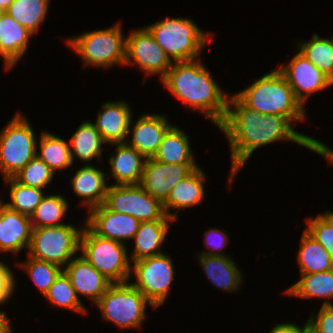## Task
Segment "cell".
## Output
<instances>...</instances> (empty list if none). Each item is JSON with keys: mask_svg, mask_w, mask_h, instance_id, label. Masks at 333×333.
<instances>
[{"mask_svg": "<svg viewBox=\"0 0 333 333\" xmlns=\"http://www.w3.org/2000/svg\"><path fill=\"white\" fill-rule=\"evenodd\" d=\"M293 125L285 116L264 115L251 110L231 94L226 117L218 127L227 137L231 153L227 185L231 187L233 179L256 149L279 141L294 142L333 164L332 148L314 137L298 132Z\"/></svg>", "mask_w": 333, "mask_h": 333, "instance_id": "obj_1", "label": "cell"}, {"mask_svg": "<svg viewBox=\"0 0 333 333\" xmlns=\"http://www.w3.org/2000/svg\"><path fill=\"white\" fill-rule=\"evenodd\" d=\"M160 82L189 110L205 115L217 127L225 119L231 93L220 88L200 58L173 62Z\"/></svg>", "mask_w": 333, "mask_h": 333, "instance_id": "obj_2", "label": "cell"}, {"mask_svg": "<svg viewBox=\"0 0 333 333\" xmlns=\"http://www.w3.org/2000/svg\"><path fill=\"white\" fill-rule=\"evenodd\" d=\"M233 95L249 109L264 115L285 116L294 126L307 119L305 107L295 98L293 89L277 68Z\"/></svg>", "mask_w": 333, "mask_h": 333, "instance_id": "obj_3", "label": "cell"}, {"mask_svg": "<svg viewBox=\"0 0 333 333\" xmlns=\"http://www.w3.org/2000/svg\"><path fill=\"white\" fill-rule=\"evenodd\" d=\"M144 27L172 62L199 59L214 34L203 31L189 17H167Z\"/></svg>", "mask_w": 333, "mask_h": 333, "instance_id": "obj_4", "label": "cell"}, {"mask_svg": "<svg viewBox=\"0 0 333 333\" xmlns=\"http://www.w3.org/2000/svg\"><path fill=\"white\" fill-rule=\"evenodd\" d=\"M121 23L68 37L66 45L83 61L84 67L93 66L104 69L124 65L126 59V37Z\"/></svg>", "mask_w": 333, "mask_h": 333, "instance_id": "obj_5", "label": "cell"}, {"mask_svg": "<svg viewBox=\"0 0 333 333\" xmlns=\"http://www.w3.org/2000/svg\"><path fill=\"white\" fill-rule=\"evenodd\" d=\"M83 222L79 254L112 284L129 282L132 276L127 244L101 237L86 224V219Z\"/></svg>", "mask_w": 333, "mask_h": 333, "instance_id": "obj_6", "label": "cell"}, {"mask_svg": "<svg viewBox=\"0 0 333 333\" xmlns=\"http://www.w3.org/2000/svg\"><path fill=\"white\" fill-rule=\"evenodd\" d=\"M102 320L111 322L119 329H139L146 320V307L153 304L131 282L113 283L95 303Z\"/></svg>", "mask_w": 333, "mask_h": 333, "instance_id": "obj_7", "label": "cell"}, {"mask_svg": "<svg viewBox=\"0 0 333 333\" xmlns=\"http://www.w3.org/2000/svg\"><path fill=\"white\" fill-rule=\"evenodd\" d=\"M22 112L0 130V174L2 179L15 176L35 156L37 138L30 122Z\"/></svg>", "mask_w": 333, "mask_h": 333, "instance_id": "obj_8", "label": "cell"}, {"mask_svg": "<svg viewBox=\"0 0 333 333\" xmlns=\"http://www.w3.org/2000/svg\"><path fill=\"white\" fill-rule=\"evenodd\" d=\"M83 226L84 224L79 228L67 223L61 226L32 228L27 255L64 268L79 252Z\"/></svg>", "mask_w": 333, "mask_h": 333, "instance_id": "obj_9", "label": "cell"}, {"mask_svg": "<svg viewBox=\"0 0 333 333\" xmlns=\"http://www.w3.org/2000/svg\"><path fill=\"white\" fill-rule=\"evenodd\" d=\"M131 275L136 287L155 308L165 304L175 278L173 259L166 253L131 262ZM133 272V273H132Z\"/></svg>", "mask_w": 333, "mask_h": 333, "instance_id": "obj_10", "label": "cell"}, {"mask_svg": "<svg viewBox=\"0 0 333 333\" xmlns=\"http://www.w3.org/2000/svg\"><path fill=\"white\" fill-rule=\"evenodd\" d=\"M103 205L111 211L133 216L140 222L173 220L166 215L163 203L139 184H109Z\"/></svg>", "mask_w": 333, "mask_h": 333, "instance_id": "obj_11", "label": "cell"}, {"mask_svg": "<svg viewBox=\"0 0 333 333\" xmlns=\"http://www.w3.org/2000/svg\"><path fill=\"white\" fill-rule=\"evenodd\" d=\"M135 64L145 74L142 84L146 82L148 75H159L161 81L173 64L165 51L157 44L145 27L131 30L129 35L126 36V59L124 66Z\"/></svg>", "mask_w": 333, "mask_h": 333, "instance_id": "obj_12", "label": "cell"}, {"mask_svg": "<svg viewBox=\"0 0 333 333\" xmlns=\"http://www.w3.org/2000/svg\"><path fill=\"white\" fill-rule=\"evenodd\" d=\"M277 69L303 107L313 93L326 90L330 86V79L298 51H295L289 62L278 66Z\"/></svg>", "mask_w": 333, "mask_h": 333, "instance_id": "obj_13", "label": "cell"}, {"mask_svg": "<svg viewBox=\"0 0 333 333\" xmlns=\"http://www.w3.org/2000/svg\"><path fill=\"white\" fill-rule=\"evenodd\" d=\"M198 167V164H169L149 158L145 161L139 185L163 203L171 190Z\"/></svg>", "mask_w": 333, "mask_h": 333, "instance_id": "obj_14", "label": "cell"}, {"mask_svg": "<svg viewBox=\"0 0 333 333\" xmlns=\"http://www.w3.org/2000/svg\"><path fill=\"white\" fill-rule=\"evenodd\" d=\"M173 125L168 121L166 115L142 113L134 124L131 121L127 137L132 136V138H126L125 143L146 159L153 158L164 135Z\"/></svg>", "mask_w": 333, "mask_h": 333, "instance_id": "obj_15", "label": "cell"}, {"mask_svg": "<svg viewBox=\"0 0 333 333\" xmlns=\"http://www.w3.org/2000/svg\"><path fill=\"white\" fill-rule=\"evenodd\" d=\"M86 224L99 236L126 244L132 240L140 221L128 214L107 209L103 204L91 209Z\"/></svg>", "mask_w": 333, "mask_h": 333, "instance_id": "obj_16", "label": "cell"}, {"mask_svg": "<svg viewBox=\"0 0 333 333\" xmlns=\"http://www.w3.org/2000/svg\"><path fill=\"white\" fill-rule=\"evenodd\" d=\"M124 100L105 102L92 122L107 144L124 143L132 121V108Z\"/></svg>", "mask_w": 333, "mask_h": 333, "instance_id": "obj_17", "label": "cell"}, {"mask_svg": "<svg viewBox=\"0 0 333 333\" xmlns=\"http://www.w3.org/2000/svg\"><path fill=\"white\" fill-rule=\"evenodd\" d=\"M32 225L30 217L9 208L0 206V252L19 254L28 251L31 241Z\"/></svg>", "mask_w": 333, "mask_h": 333, "instance_id": "obj_18", "label": "cell"}, {"mask_svg": "<svg viewBox=\"0 0 333 333\" xmlns=\"http://www.w3.org/2000/svg\"><path fill=\"white\" fill-rule=\"evenodd\" d=\"M78 296L95 304L112 284L80 254L63 268Z\"/></svg>", "mask_w": 333, "mask_h": 333, "instance_id": "obj_19", "label": "cell"}, {"mask_svg": "<svg viewBox=\"0 0 333 333\" xmlns=\"http://www.w3.org/2000/svg\"><path fill=\"white\" fill-rule=\"evenodd\" d=\"M91 164L81 166L69 182L74 194L81 199L80 205L87 207L88 212L104 203L109 186V173Z\"/></svg>", "mask_w": 333, "mask_h": 333, "instance_id": "obj_20", "label": "cell"}, {"mask_svg": "<svg viewBox=\"0 0 333 333\" xmlns=\"http://www.w3.org/2000/svg\"><path fill=\"white\" fill-rule=\"evenodd\" d=\"M196 255L205 276L214 287L224 291V293L240 290L244 274L231 256Z\"/></svg>", "mask_w": 333, "mask_h": 333, "instance_id": "obj_21", "label": "cell"}, {"mask_svg": "<svg viewBox=\"0 0 333 333\" xmlns=\"http://www.w3.org/2000/svg\"><path fill=\"white\" fill-rule=\"evenodd\" d=\"M34 34L5 13L0 22V55L5 71H11L29 49Z\"/></svg>", "mask_w": 333, "mask_h": 333, "instance_id": "obj_22", "label": "cell"}, {"mask_svg": "<svg viewBox=\"0 0 333 333\" xmlns=\"http://www.w3.org/2000/svg\"><path fill=\"white\" fill-rule=\"evenodd\" d=\"M206 174L199 166L191 175L180 181L163 202V209L168 217L177 220L178 211L194 207L203 202L205 197ZM176 210V212H173Z\"/></svg>", "mask_w": 333, "mask_h": 333, "instance_id": "obj_23", "label": "cell"}, {"mask_svg": "<svg viewBox=\"0 0 333 333\" xmlns=\"http://www.w3.org/2000/svg\"><path fill=\"white\" fill-rule=\"evenodd\" d=\"M111 145L116 148L108 158L112 176L107 179L113 178L114 185L140 184L146 158L125 142Z\"/></svg>", "mask_w": 333, "mask_h": 333, "instance_id": "obj_24", "label": "cell"}, {"mask_svg": "<svg viewBox=\"0 0 333 333\" xmlns=\"http://www.w3.org/2000/svg\"><path fill=\"white\" fill-rule=\"evenodd\" d=\"M171 222H175V220L140 222L138 230L132 238L135 242L133 252L128 254L130 261L134 262L165 253L161 248L169 233Z\"/></svg>", "mask_w": 333, "mask_h": 333, "instance_id": "obj_25", "label": "cell"}, {"mask_svg": "<svg viewBox=\"0 0 333 333\" xmlns=\"http://www.w3.org/2000/svg\"><path fill=\"white\" fill-rule=\"evenodd\" d=\"M69 144L73 163L79 160L84 165H89L88 162L94 159L103 161V145H108L91 120L82 121L72 134Z\"/></svg>", "mask_w": 333, "mask_h": 333, "instance_id": "obj_26", "label": "cell"}, {"mask_svg": "<svg viewBox=\"0 0 333 333\" xmlns=\"http://www.w3.org/2000/svg\"><path fill=\"white\" fill-rule=\"evenodd\" d=\"M184 131L173 125L164 135L152 159L169 164H197L191 151L190 137Z\"/></svg>", "mask_w": 333, "mask_h": 333, "instance_id": "obj_27", "label": "cell"}, {"mask_svg": "<svg viewBox=\"0 0 333 333\" xmlns=\"http://www.w3.org/2000/svg\"><path fill=\"white\" fill-rule=\"evenodd\" d=\"M300 279L285 291L288 297L301 299L323 298L322 305H333V269L320 273L302 274Z\"/></svg>", "mask_w": 333, "mask_h": 333, "instance_id": "obj_28", "label": "cell"}, {"mask_svg": "<svg viewBox=\"0 0 333 333\" xmlns=\"http://www.w3.org/2000/svg\"><path fill=\"white\" fill-rule=\"evenodd\" d=\"M39 147L37 141L38 156L53 172H61L70 168L74 163L72 161L70 144L58 135L49 131H41L39 135ZM39 148V150H38Z\"/></svg>", "mask_w": 333, "mask_h": 333, "instance_id": "obj_29", "label": "cell"}, {"mask_svg": "<svg viewBox=\"0 0 333 333\" xmlns=\"http://www.w3.org/2000/svg\"><path fill=\"white\" fill-rule=\"evenodd\" d=\"M297 251L300 275L320 273L333 269V261L327 250L305 229Z\"/></svg>", "mask_w": 333, "mask_h": 333, "instance_id": "obj_30", "label": "cell"}, {"mask_svg": "<svg viewBox=\"0 0 333 333\" xmlns=\"http://www.w3.org/2000/svg\"><path fill=\"white\" fill-rule=\"evenodd\" d=\"M297 51L315 65L326 77H333V36L322 38L317 33L311 40L299 42Z\"/></svg>", "mask_w": 333, "mask_h": 333, "instance_id": "obj_31", "label": "cell"}, {"mask_svg": "<svg viewBox=\"0 0 333 333\" xmlns=\"http://www.w3.org/2000/svg\"><path fill=\"white\" fill-rule=\"evenodd\" d=\"M50 2L51 0H14L6 13L34 34L47 18Z\"/></svg>", "mask_w": 333, "mask_h": 333, "instance_id": "obj_32", "label": "cell"}, {"mask_svg": "<svg viewBox=\"0 0 333 333\" xmlns=\"http://www.w3.org/2000/svg\"><path fill=\"white\" fill-rule=\"evenodd\" d=\"M69 210L67 199L57 194H45L40 204L30 216L32 228L61 226Z\"/></svg>", "mask_w": 333, "mask_h": 333, "instance_id": "obj_33", "label": "cell"}, {"mask_svg": "<svg viewBox=\"0 0 333 333\" xmlns=\"http://www.w3.org/2000/svg\"><path fill=\"white\" fill-rule=\"evenodd\" d=\"M44 298L53 307L66 309L79 314H88V309L73 288L70 278L64 271L55 279ZM83 302V303H82Z\"/></svg>", "mask_w": 333, "mask_h": 333, "instance_id": "obj_34", "label": "cell"}, {"mask_svg": "<svg viewBox=\"0 0 333 333\" xmlns=\"http://www.w3.org/2000/svg\"><path fill=\"white\" fill-rule=\"evenodd\" d=\"M5 185H9V202L4 204L17 212L31 216L36 207L45 196L43 189L25 186L18 183L13 177L3 179Z\"/></svg>", "mask_w": 333, "mask_h": 333, "instance_id": "obj_35", "label": "cell"}, {"mask_svg": "<svg viewBox=\"0 0 333 333\" xmlns=\"http://www.w3.org/2000/svg\"><path fill=\"white\" fill-rule=\"evenodd\" d=\"M27 257V260L16 262V265L26 271V274L29 275L37 290L44 297L55 279L63 271V268L51 262L41 261L28 255Z\"/></svg>", "mask_w": 333, "mask_h": 333, "instance_id": "obj_36", "label": "cell"}, {"mask_svg": "<svg viewBox=\"0 0 333 333\" xmlns=\"http://www.w3.org/2000/svg\"><path fill=\"white\" fill-rule=\"evenodd\" d=\"M54 175V172L38 156H35L13 178L22 185L44 190L49 187Z\"/></svg>", "mask_w": 333, "mask_h": 333, "instance_id": "obj_37", "label": "cell"}, {"mask_svg": "<svg viewBox=\"0 0 333 333\" xmlns=\"http://www.w3.org/2000/svg\"><path fill=\"white\" fill-rule=\"evenodd\" d=\"M305 230L329 253L333 261V225L322 215L306 218Z\"/></svg>", "mask_w": 333, "mask_h": 333, "instance_id": "obj_38", "label": "cell"}, {"mask_svg": "<svg viewBox=\"0 0 333 333\" xmlns=\"http://www.w3.org/2000/svg\"><path fill=\"white\" fill-rule=\"evenodd\" d=\"M204 245L205 250L195 254H206L213 256H227L223 249L229 243V235L226 230L217 229V227L210 228L207 231H204Z\"/></svg>", "mask_w": 333, "mask_h": 333, "instance_id": "obj_39", "label": "cell"}, {"mask_svg": "<svg viewBox=\"0 0 333 333\" xmlns=\"http://www.w3.org/2000/svg\"><path fill=\"white\" fill-rule=\"evenodd\" d=\"M306 325L311 333H333V305H321L316 315L311 313Z\"/></svg>", "mask_w": 333, "mask_h": 333, "instance_id": "obj_40", "label": "cell"}, {"mask_svg": "<svg viewBox=\"0 0 333 333\" xmlns=\"http://www.w3.org/2000/svg\"><path fill=\"white\" fill-rule=\"evenodd\" d=\"M8 264L1 259L0 260V306L8 303V300L12 298L15 287L17 286L16 275ZM15 275V276H14Z\"/></svg>", "mask_w": 333, "mask_h": 333, "instance_id": "obj_41", "label": "cell"}, {"mask_svg": "<svg viewBox=\"0 0 333 333\" xmlns=\"http://www.w3.org/2000/svg\"><path fill=\"white\" fill-rule=\"evenodd\" d=\"M309 328L304 323V325L301 327L299 325H296L295 323L290 322H282L280 324L274 325L270 330L269 333H309Z\"/></svg>", "mask_w": 333, "mask_h": 333, "instance_id": "obj_42", "label": "cell"}, {"mask_svg": "<svg viewBox=\"0 0 333 333\" xmlns=\"http://www.w3.org/2000/svg\"><path fill=\"white\" fill-rule=\"evenodd\" d=\"M1 308V307H0ZM6 312L1 311L0 309V333H13V328L11 327V319Z\"/></svg>", "mask_w": 333, "mask_h": 333, "instance_id": "obj_43", "label": "cell"}, {"mask_svg": "<svg viewBox=\"0 0 333 333\" xmlns=\"http://www.w3.org/2000/svg\"><path fill=\"white\" fill-rule=\"evenodd\" d=\"M14 0H0V10H3L6 12V10L9 8V6L11 5V3Z\"/></svg>", "mask_w": 333, "mask_h": 333, "instance_id": "obj_44", "label": "cell"}, {"mask_svg": "<svg viewBox=\"0 0 333 333\" xmlns=\"http://www.w3.org/2000/svg\"><path fill=\"white\" fill-rule=\"evenodd\" d=\"M321 214L333 225V211L327 210Z\"/></svg>", "mask_w": 333, "mask_h": 333, "instance_id": "obj_45", "label": "cell"}, {"mask_svg": "<svg viewBox=\"0 0 333 333\" xmlns=\"http://www.w3.org/2000/svg\"><path fill=\"white\" fill-rule=\"evenodd\" d=\"M5 13H6L5 11L0 10V22H1V19H2L3 15H4Z\"/></svg>", "mask_w": 333, "mask_h": 333, "instance_id": "obj_46", "label": "cell"}, {"mask_svg": "<svg viewBox=\"0 0 333 333\" xmlns=\"http://www.w3.org/2000/svg\"><path fill=\"white\" fill-rule=\"evenodd\" d=\"M330 86L333 85V77L330 79V82H329Z\"/></svg>", "mask_w": 333, "mask_h": 333, "instance_id": "obj_47", "label": "cell"}, {"mask_svg": "<svg viewBox=\"0 0 333 333\" xmlns=\"http://www.w3.org/2000/svg\"><path fill=\"white\" fill-rule=\"evenodd\" d=\"M3 203H4L3 200L0 198V206H1Z\"/></svg>", "mask_w": 333, "mask_h": 333, "instance_id": "obj_48", "label": "cell"}]
</instances>
